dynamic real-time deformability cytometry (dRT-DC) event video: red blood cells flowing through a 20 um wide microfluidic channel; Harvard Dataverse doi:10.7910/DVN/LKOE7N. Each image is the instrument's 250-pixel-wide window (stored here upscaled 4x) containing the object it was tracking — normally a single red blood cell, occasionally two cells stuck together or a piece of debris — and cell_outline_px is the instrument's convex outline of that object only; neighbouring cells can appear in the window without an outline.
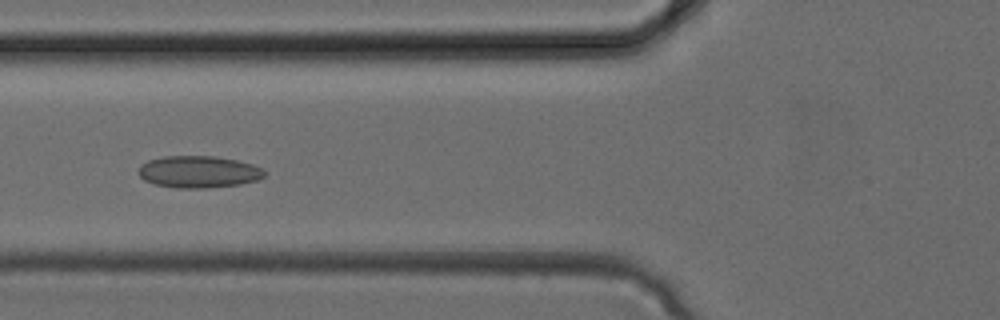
{"species": "common noctule bat (a hibernating species)", "species_latin": "Nyctalus noctula", "temperature_condition": "cold", "stored_images_in_passage": 29, "camera_frame_rate_fps": 3000, "um_per_image_px": 0.085, "animal": {"sex": "female", "body_mass_g": 24.6, "forearm_length_mm": 56.2}, "frame": {"image": 1, "passage_image": 9, "time_ms": 2.667, "image_size_px": [1000, 320], "cell_outline_px": [[264, 176], [256, 180], [240, 184], [204, 188], [176, 188], [156, 184], [144, 180], [140, 176], [140, 168], [148, 160], [164, 156], [212, 156], [236, 160], [252, 164], [264, 168]], "centroid_in_image_um": [16.9, 14.6], "position_along_channel_um": 108.9, "area_um2": 23.18}}
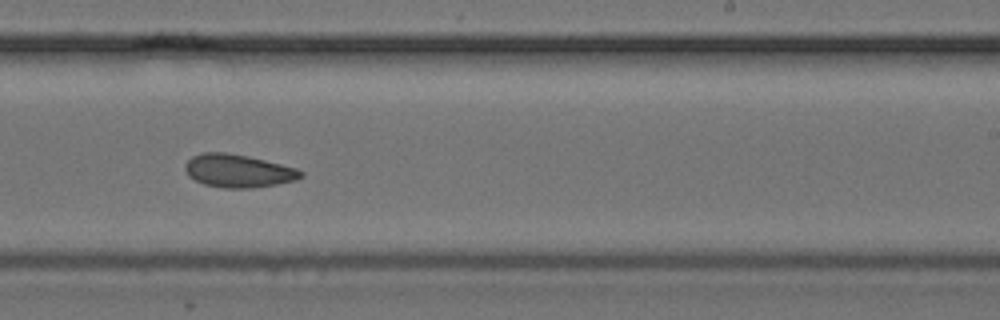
{"frame": {"image": 2, "passage_image": 17, "time_ms": 5.333, "image_size_px": [1000, 320], "cell_outline_px": [[304, 176], [296, 180], [276, 184], [252, 188], [224, 188], [204, 184], [188, 176], [184, 168], [184, 164], [192, 156], [204, 152], [228, 152], [248, 156], [296, 168], [304, 172]], "centroid_in_image_um": [20.23, 14.52], "position_along_channel_um": 268.8, "area_um2": 22.31}}
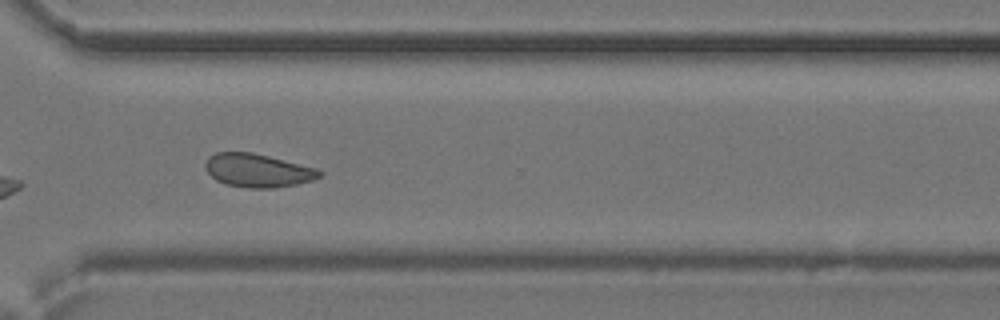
{"frame": {"image": 3, "passage_image": 21, "time_ms": 6.667, "image_size_px": [1000, 320], "cell_outline_px": [[324, 172], [320, 176], [312, 180], [296, 184], [272, 188], [248, 188], [228, 184], [216, 180], [204, 168], [204, 164], [208, 156], [216, 152], [252, 152], [316, 168]], "centroid_in_image_um": [21.88, 14.48], "position_along_channel_um": 348.7, "area_um2": 22.08}}